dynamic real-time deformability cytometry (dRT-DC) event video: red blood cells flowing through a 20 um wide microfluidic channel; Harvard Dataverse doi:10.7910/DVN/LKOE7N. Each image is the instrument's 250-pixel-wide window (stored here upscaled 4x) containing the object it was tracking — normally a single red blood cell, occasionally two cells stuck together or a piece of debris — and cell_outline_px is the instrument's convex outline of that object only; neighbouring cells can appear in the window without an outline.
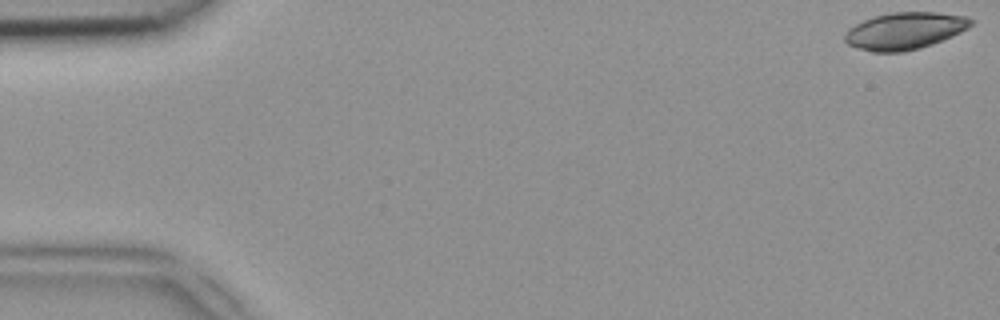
{"species": "common noctule bat (a hibernating species)", "species_latin": "Nyctalus noctula", "temperature_condition": "room temperature", "stored_images_in_passage": 47, "camera_frame_rate_fps": 3000, "um_per_image_px": 0.085, "animal": {"sex": "female", "body_mass_g": 18.4}, "frame": {"image": 1, "passage_image": 1, "time_ms": 0.0, "image_size_px": [1000, 320], "cell_outline_px": [[972, 24], [968, 28], [952, 36], [932, 44], [920, 48], [904, 52], [872, 52], [848, 44], [844, 40], [844, 36], [848, 28], [872, 16], [892, 12], [936, 12], [964, 16], [972, 20]], "centroid_in_image_um": [76.88, 2.62], "position_along_channel_um": 8.1, "area_um2": 27.11}}
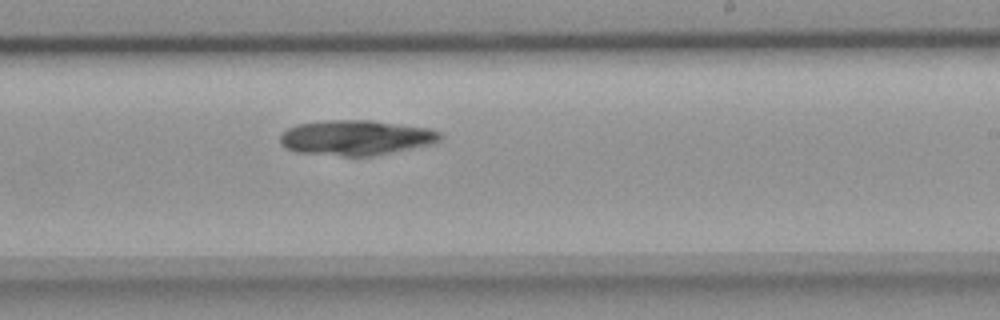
{"frame": {"image": 2, "passage_image": 30, "time_ms": 9.667, "image_size_px": [1000, 320], "cell_outline_px": [[444, 136], [436, 144], [372, 156], [344, 156], [296, 152], [284, 148], [280, 144], [280, 136], [288, 128], [296, 124], [324, 120], [372, 120], [432, 128], [440, 132]], "centroid_in_image_um": [30.3, 11.7], "position_along_channel_um": 258.7, "area_um2": 33.29}}
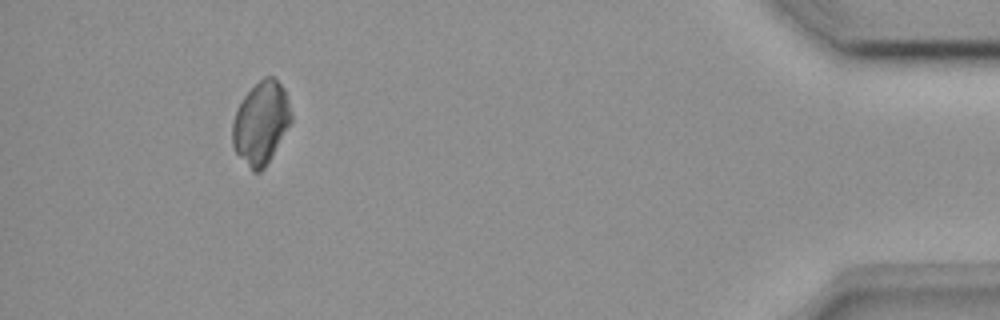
{"frame": {"image": 3, "passage_image": 46, "time_ms": 15.0, "image_size_px": [1000, 320], "cell_outline_px": [[292, 120], [264, 168], [260, 172], [252, 172], [236, 152], [232, 144], [232, 124], [236, 108], [244, 96], [264, 76], [272, 76], [284, 88], [288, 100], [292, 116]], "centroid_in_image_um": [22.16, 10.44], "position_along_channel_um": 413.0, "area_um2": 27.98}}